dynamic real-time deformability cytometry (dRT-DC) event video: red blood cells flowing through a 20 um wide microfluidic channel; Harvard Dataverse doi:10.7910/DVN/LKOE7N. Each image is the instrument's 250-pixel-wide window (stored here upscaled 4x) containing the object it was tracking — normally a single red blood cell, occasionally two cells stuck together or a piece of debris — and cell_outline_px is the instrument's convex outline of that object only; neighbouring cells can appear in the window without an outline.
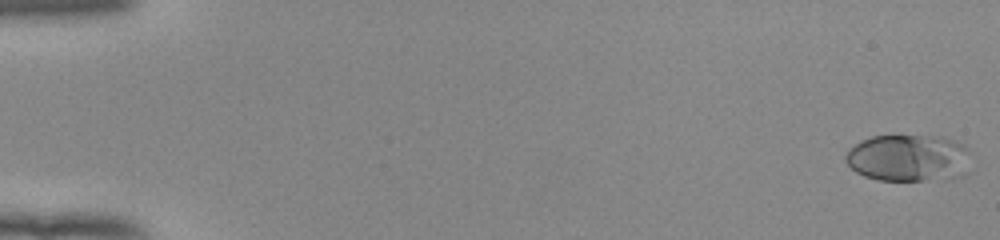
{"species": "human", "species_latin": "Homo sapiens", "temperature_condition": "room temperature", "stored_images_in_passage": 53, "camera_frame_rate_fps": 3000, "um_per_image_px": 0.085, "donor": {"sex": "female"}, "frame": {"image": 1, "passage_image": 1, "time_ms": 0.0, "image_size_px": [1000, 240], "cell_outline_px": [[972, 152], [968, 172], [964, 176], [924, 180], [880, 180], [864, 176], [856, 172], [844, 160], [844, 156], [848, 148], [860, 140], [872, 136], [944, 136], [964, 144]], "centroid_in_image_um": [77.26, 13.42], "position_along_channel_um": 7.7, "area_um2": 35.03}}
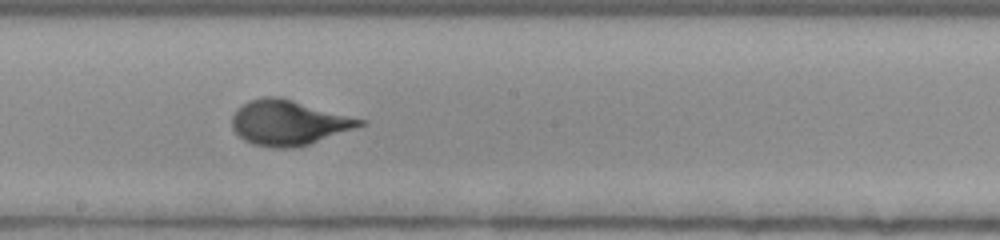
{"frame": {"image": 2, "passage_image": 31, "time_ms": 10.0, "image_size_px": [1000, 240], "cell_outline_px": [[368, 124], [296, 148], [272, 148], [252, 144], [244, 140], [232, 128], [232, 116], [236, 108], [248, 100], [264, 96], [280, 96], [368, 120]], "centroid_in_image_um": [24.55, 10.41], "position_along_channel_um": 223.7, "area_um2": 33.99}}
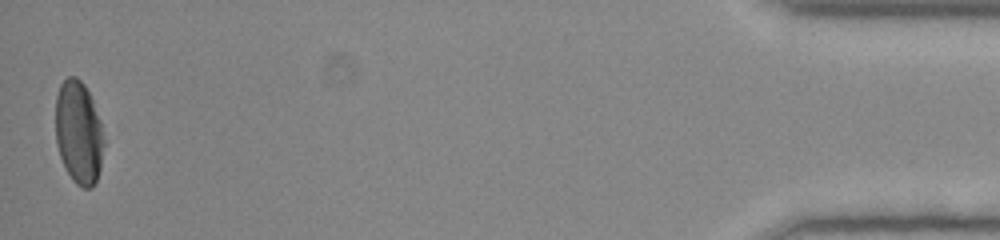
{"frame": {"image": 3, "passage_image": 53, "time_ms": 17.333, "image_size_px": [1000, 240], "cell_outline_px": [[104, 144], [100, 168], [96, 180], [92, 188], [84, 188], [76, 184], [72, 180], [60, 156], [56, 144], [56, 96], [60, 84], [68, 76], [76, 76], [84, 84], [92, 100], [100, 120], [104, 140]], "centroid_in_image_um": [6.68, 11.26], "position_along_channel_um": 428.5, "area_um2": 28.96}, "authors_computed_cell_mechanics": {"area_um2": 32.0212, "velocity_mm_per_s": 3.9389, "shape_relaxation_time_tau1_ms": 3.9658, "shape_relaxation_time_tau2_ms": null, "deformation_change_tau1": 0.1861, "deformation_change_tau2": null}}